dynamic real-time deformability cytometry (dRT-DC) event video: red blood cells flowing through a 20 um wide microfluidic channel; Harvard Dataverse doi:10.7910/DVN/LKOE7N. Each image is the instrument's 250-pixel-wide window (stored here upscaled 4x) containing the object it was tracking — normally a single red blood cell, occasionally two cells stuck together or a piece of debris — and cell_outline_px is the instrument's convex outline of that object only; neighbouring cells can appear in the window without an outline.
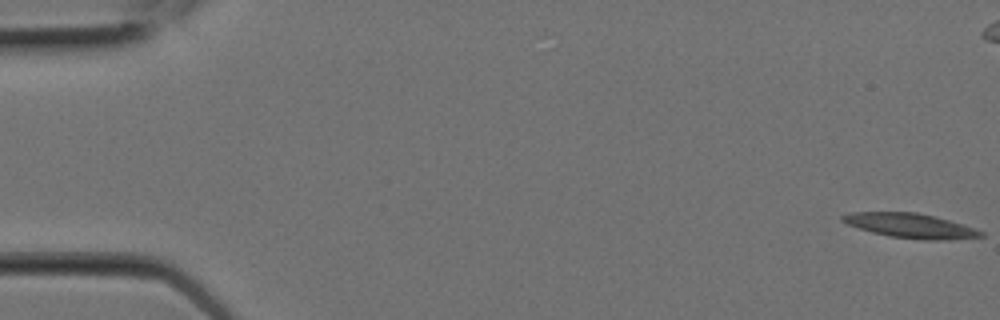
{"species": "Egyptian fruit bat (a non-hibernating species)", "species_latin": "Rousettus aegyptiacus", "temperature_condition": "room temperature", "stored_images_in_passage": 9, "camera_frame_rate_fps": 3000, "um_per_image_px": 0.085, "animal": {"sex": "female"}, "frame": {"image": 1, "passage_image": 1, "time_ms": 0.0, "image_size_px": [1000, 320], "cell_outline_px": [[984, 236], [952, 240], [928, 240], [888, 236], [872, 232], [848, 224], [840, 220], [840, 216], [852, 212], [916, 212], [936, 216], [984, 232]], "centroid_in_image_um": [77.38, 19.18], "position_along_channel_um": 7.6, "area_um2": 19.65}}
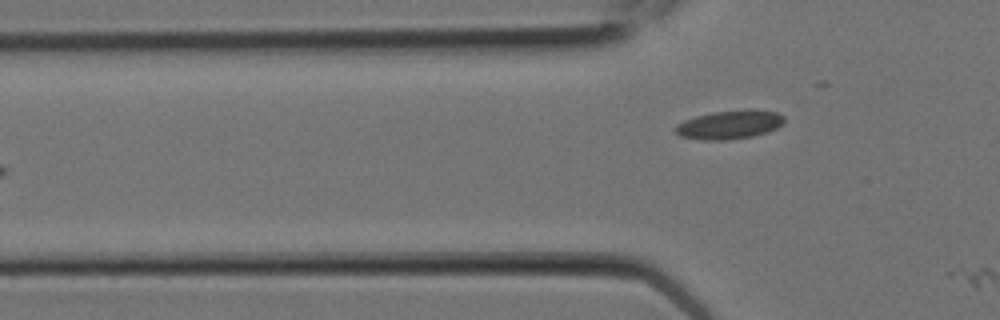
{"frame": {"image": 2, "passage_image": 9, "time_ms": 2.667, "image_size_px": [1000, 320], "cell_outline_px": [[784, 124], [776, 128], [752, 136], [724, 140], [704, 140], [680, 136], [672, 128], [676, 124], [684, 120], [696, 116], [712, 112], [748, 108], [776, 112], [784, 116]], "centroid_in_image_um": [61.99, 10.57], "position_along_channel_um": 63.8, "area_um2": 18.32}}